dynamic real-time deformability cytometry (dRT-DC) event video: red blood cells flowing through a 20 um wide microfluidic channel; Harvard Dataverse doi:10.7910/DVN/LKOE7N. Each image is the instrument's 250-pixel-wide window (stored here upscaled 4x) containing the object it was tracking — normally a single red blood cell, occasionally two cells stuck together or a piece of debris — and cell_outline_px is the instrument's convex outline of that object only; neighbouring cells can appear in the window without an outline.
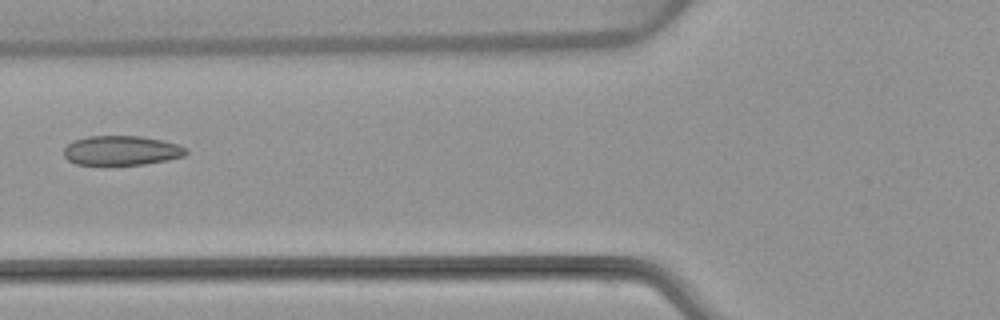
{"species": "common noctule bat (a hibernating species)", "species_latin": "Nyctalus noctula", "temperature_condition": "warm", "stored_images_in_passage": 6, "camera_frame_rate_fps": 3000, "um_per_image_px": 0.085, "animal": {"sex": "female", "body_mass_g": 22.7, "forearm_length_mm": 54.2}, "frame": {"image": 1, "passage_image": 5, "time_ms": 6.0, "image_size_px": [1000, 320], "cell_outline_px": [[188, 152], [184, 156], [168, 160], [144, 164], [76, 164], [68, 160], [64, 156], [64, 148], [68, 144], [76, 140], [88, 136], [140, 136], [164, 140], [188, 148]], "centroid_in_image_um": [10.36, 12.78], "position_along_channel_um": 115.4, "area_um2": 20.92}}
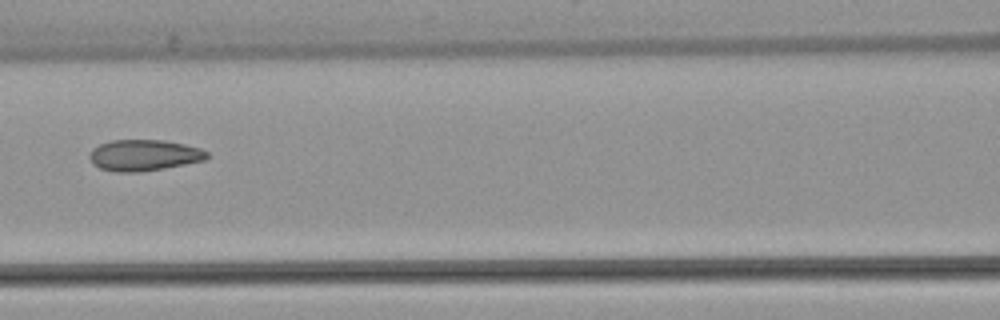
{"frame": {"image": 2, "passage_image": 6, "time_ms": 7.0, "image_size_px": [1000, 320], "cell_outline_px": [[208, 160], [164, 168], [140, 172], [116, 172], [100, 168], [92, 164], [88, 156], [92, 148], [100, 144], [112, 140], [164, 140], [184, 144], [200, 148], [208, 152]], "centroid_in_image_um": [12.24, 13.2], "position_along_channel_um": 154.4, "area_um2": 21.5}}